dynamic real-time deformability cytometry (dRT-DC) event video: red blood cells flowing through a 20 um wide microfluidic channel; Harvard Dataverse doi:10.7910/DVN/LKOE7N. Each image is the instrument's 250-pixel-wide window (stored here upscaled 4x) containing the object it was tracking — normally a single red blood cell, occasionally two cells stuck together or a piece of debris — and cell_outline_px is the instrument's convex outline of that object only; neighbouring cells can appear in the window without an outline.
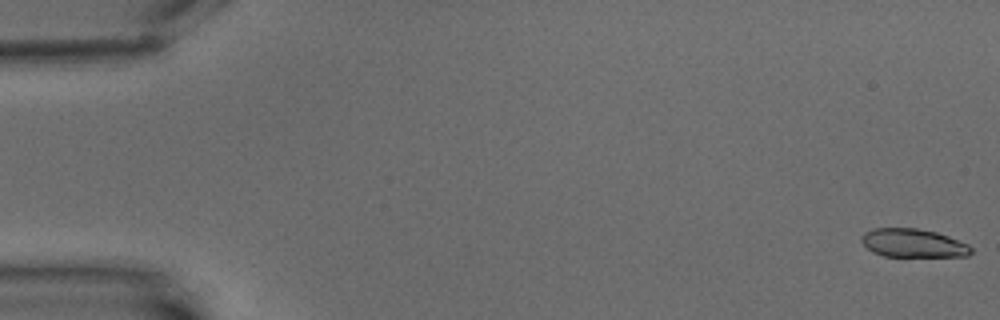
{"species": "common noctule bat (a hibernating species)", "species_latin": "Nyctalus noctula", "temperature_condition": "warm", "stored_images_in_passage": 6, "segment_of_instrument_passage": [1, 2], "camera_frame_rate_fps": 3000, "um_per_image_px": 0.085, "animal": {"sex": "male", "body_mass_g": 15.6}, "frame": {"image": 1, "passage_image": 1, "time_ms": 0.0, "image_size_px": [1000, 320], "cell_outline_px": [[972, 252], [968, 256], [884, 256], [872, 252], [860, 240], [860, 236], [864, 232], [872, 228], [916, 228], [936, 232], [948, 236], [968, 244], [972, 248]], "centroid_in_image_um": [77.59, 20.66], "position_along_channel_um": 7.4, "area_um2": 18.21}}
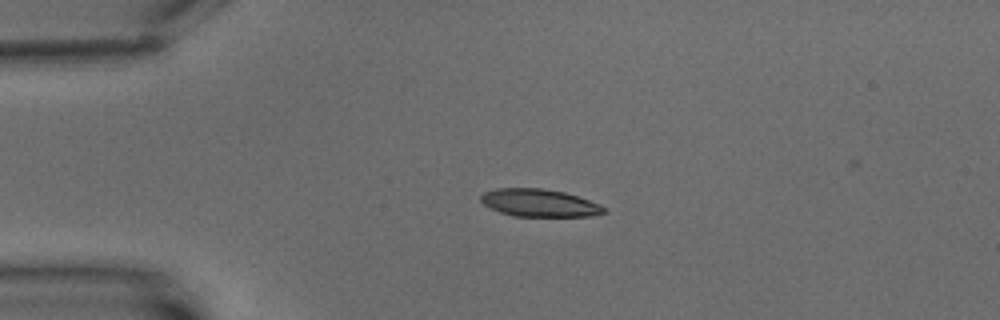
{"frame": {"image": 2, "passage_image": 4, "time_ms": 4.667, "image_size_px": [1000, 320], "cell_outline_px": [[604, 212], [592, 216], [512, 216], [500, 212], [484, 204], [480, 200], [480, 196], [484, 192], [496, 188], [540, 188], [564, 192], [600, 204], [604, 208]], "centroid_in_image_um": [45.8, 17.24], "position_along_channel_um": 39.2, "area_um2": 19.59}}